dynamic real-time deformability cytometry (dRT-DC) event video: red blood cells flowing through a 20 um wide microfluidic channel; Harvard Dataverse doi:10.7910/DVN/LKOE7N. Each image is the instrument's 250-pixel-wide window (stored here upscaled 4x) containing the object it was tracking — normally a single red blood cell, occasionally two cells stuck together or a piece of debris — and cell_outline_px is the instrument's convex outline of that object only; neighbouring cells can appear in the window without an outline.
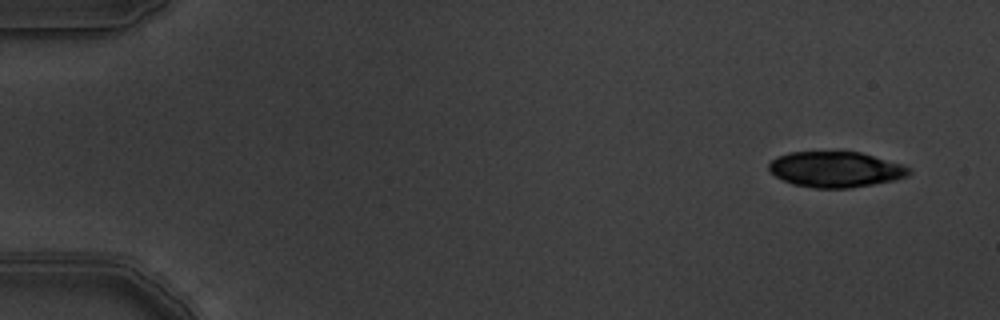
{"species": "common noctule bat (a hibernating species)", "species_latin": "Nyctalus noctula", "temperature_condition": "warm", "stored_images_in_passage": 4, "camera_frame_rate_fps": 3000, "um_per_image_px": 0.085, "animal": {"sex": "male", "body_mass_g": 19.5, "forearm_length_mm": 54.6}, "frame": {"image": 1, "passage_image": 1, "time_ms": 0.0, "image_size_px": [1000, 320], "cell_outline_px": [[912, 172], [908, 176], [892, 180], [852, 188], [816, 188], [792, 184], [776, 176], [768, 168], [768, 164], [776, 156], [788, 152], [860, 152], [900, 164], [908, 168]], "centroid_in_image_um": [70.99, 14.4], "position_along_channel_um": 14.0, "area_um2": 28.84}}